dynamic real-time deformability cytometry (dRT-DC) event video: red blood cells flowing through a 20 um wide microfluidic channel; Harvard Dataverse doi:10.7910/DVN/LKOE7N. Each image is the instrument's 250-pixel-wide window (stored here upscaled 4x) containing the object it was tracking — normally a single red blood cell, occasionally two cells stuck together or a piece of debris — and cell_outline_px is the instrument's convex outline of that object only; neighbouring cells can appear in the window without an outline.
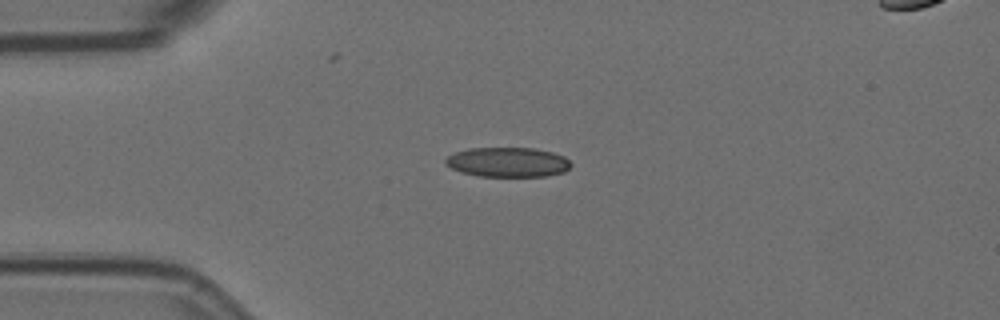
{"species": "Egyptian fruit bat (a non-hibernating species)", "species_latin": "Rousettus aegyptiacus", "temperature_condition": "room temperature", "stored_images_in_passage": 5, "camera_frame_rate_fps": 3000, "um_per_image_px": 0.085, "animal": {"sex": "female"}, "frame": {"image": 1, "passage_image": 2, "time_ms": 0.333, "image_size_px": [1000, 320], "cell_outline_px": [[572, 164], [564, 172], [548, 176], [480, 176], [464, 172], [452, 168], [444, 164], [444, 160], [448, 156], [456, 152], [468, 148], [532, 148], [552, 152], [564, 156]], "centroid_in_image_um": [43.17, 13.78], "position_along_channel_um": 41.8, "area_um2": 21.56}}
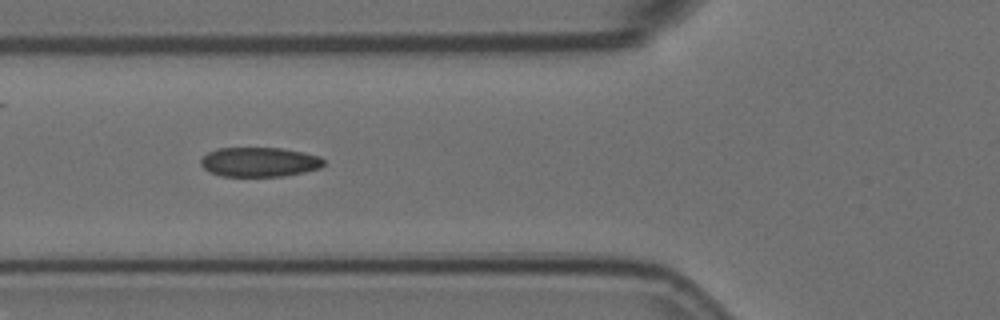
{"frame": {"image": 2, "passage_image": 4, "time_ms": 1.0, "image_size_px": [1000, 320], "cell_outline_px": [[324, 164], [320, 168], [304, 172], [284, 176], [220, 176], [208, 172], [200, 164], [200, 160], [208, 152], [216, 148], [280, 148], [320, 156], [324, 160]], "centroid_in_image_um": [22.02, 13.77], "position_along_channel_um": 103.8, "area_um2": 21.15}}
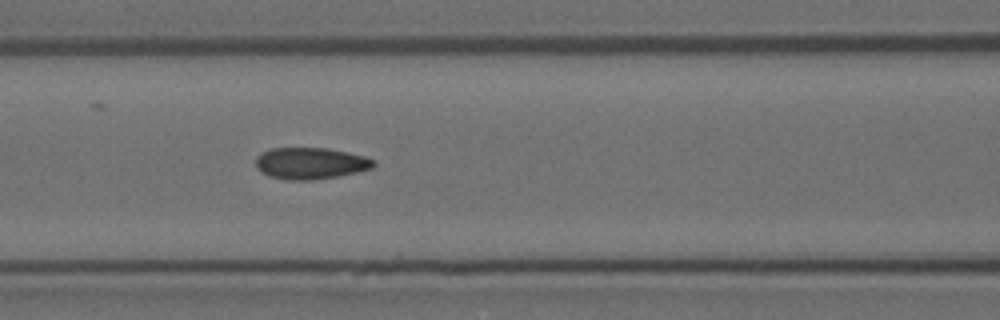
{"frame": {"image": 3, "passage_image": 5, "time_ms": 1.333, "image_size_px": [1000, 320], "cell_outline_px": [[376, 164], [372, 168], [356, 172], [336, 176], [312, 180], [288, 180], [268, 176], [260, 172], [256, 168], [256, 156], [272, 148], [328, 148], [348, 152], [364, 156], [376, 160]], "centroid_in_image_um": [26.39, 13.88], "position_along_channel_um": 140.2, "area_um2": 21.73}}